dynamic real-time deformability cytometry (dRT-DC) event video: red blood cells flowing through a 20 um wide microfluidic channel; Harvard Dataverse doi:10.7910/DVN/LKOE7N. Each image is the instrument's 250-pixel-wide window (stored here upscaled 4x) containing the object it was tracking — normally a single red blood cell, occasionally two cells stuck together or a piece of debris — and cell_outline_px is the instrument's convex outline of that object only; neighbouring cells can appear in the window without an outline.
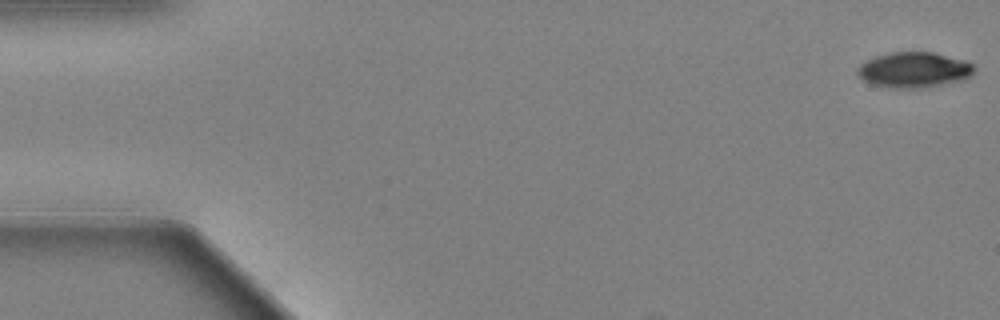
{"species": "Egyptian fruit bat (a non-hibernating species)", "species_latin": "Rousettus aegyptiacus", "temperature_condition": "warm", "stored_images_in_passage": 17, "camera_frame_rate_fps": 3000, "um_per_image_px": 0.085, "animal": {"sex": "female"}, "frame": {"image": 1, "passage_image": 1, "time_ms": 0.0, "image_size_px": [1000, 320], "cell_outline_px": [[976, 68], [968, 76], [960, 80], [920, 88], [892, 88], [872, 84], [864, 80], [856, 72], [856, 68], [860, 64], [876, 56], [892, 52], [932, 52], [964, 60], [972, 64]], "centroid_in_image_um": [77.65, 5.93], "position_along_channel_um": 7.4, "area_um2": 23.76}}
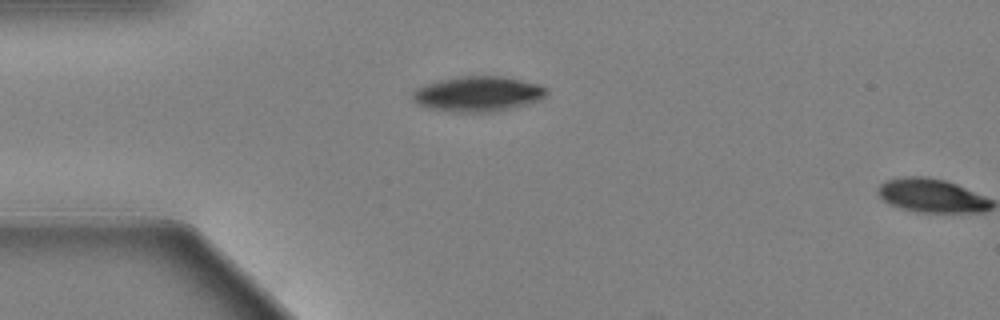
{"frame": {"image": 2, "passage_image": 16, "time_ms": 5.0, "image_size_px": [1000, 320], "cell_outline_px": [[548, 92], [540, 100], [528, 104], [512, 108], [488, 112], [460, 112], [428, 108], [412, 100], [412, 92], [416, 88], [424, 84], [440, 80], [460, 76], [504, 76], [540, 84], [548, 88]], "centroid_in_image_um": [40.65, 7.97], "position_along_channel_um": 44.4, "area_um2": 27.57}}